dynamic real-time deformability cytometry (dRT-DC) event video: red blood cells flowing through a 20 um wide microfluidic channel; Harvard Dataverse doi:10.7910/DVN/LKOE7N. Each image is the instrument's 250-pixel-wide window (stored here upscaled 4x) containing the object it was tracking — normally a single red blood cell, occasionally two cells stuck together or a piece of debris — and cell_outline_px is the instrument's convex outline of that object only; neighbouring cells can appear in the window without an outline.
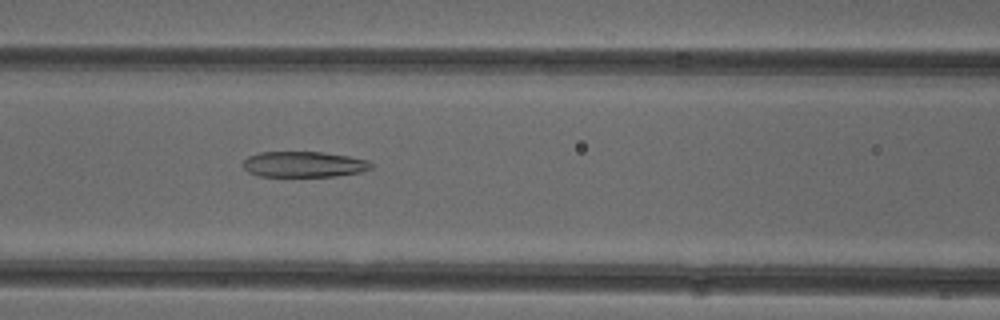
{"species": "common noctule bat (a hibernating species)", "species_latin": "Nyctalus noctula", "temperature_condition": "cold", "stored_images_in_passage": 52, "camera_frame_rate_fps": 3000, "um_per_image_px": 0.085, "animal": {"sex": "female"}, "frame": {"image": 1, "passage_image": 22, "time_ms": 7.0, "image_size_px": [1000, 320], "cell_outline_px": [[372, 168], [360, 172], [336, 176], [260, 176], [248, 172], [240, 164], [248, 156], [260, 152], [324, 152], [348, 156], [368, 160], [372, 164]], "centroid_in_image_um": [25.8, 13.96], "position_along_channel_um": 140.8, "area_um2": 19.25}}
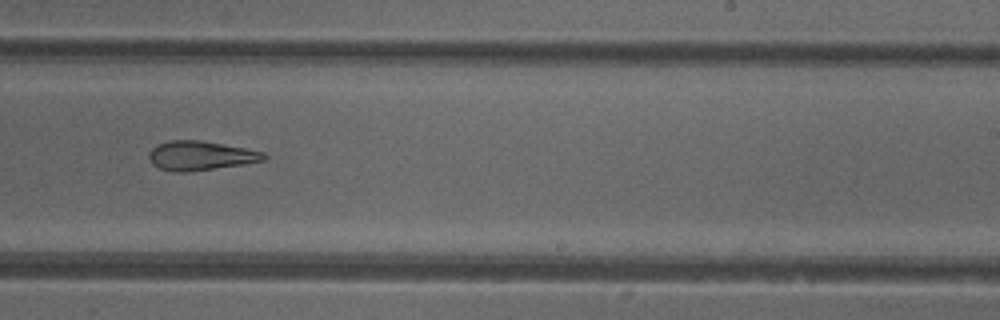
{"frame": {"image": 2, "passage_image": 32, "time_ms": 10.333, "image_size_px": [1000, 320], "cell_outline_px": [[268, 156], [264, 160], [244, 164], [188, 172], [172, 172], [160, 168], [152, 164], [148, 156], [148, 152], [156, 144], [168, 140], [200, 140], [244, 148], [264, 152]], "centroid_in_image_um": [17.0, 13.23], "position_along_channel_um": 272.0, "area_um2": 19.65}}
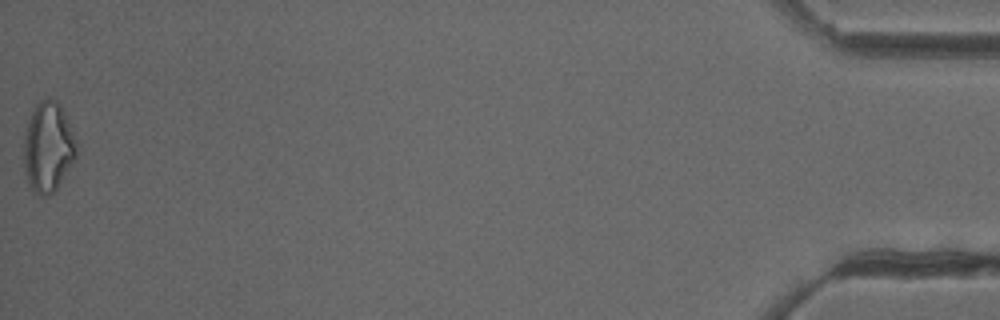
{"frame": {"image": 3, "passage_image": 52, "time_ms": 17.0, "image_size_px": [1000, 320], "cell_outline_px": [[76, 160], [56, 188], [48, 196], [40, 196], [28, 188], [24, 172], [24, 136], [28, 120], [36, 104], [40, 100], [48, 96], [56, 100], [60, 104], [72, 136], [76, 148]], "centroid_in_image_um": [4.04, 12.54], "position_along_channel_um": 431.2, "area_um2": 27.51}, "authors_computed_cell_mechanics": {"area_um2": 22.9177, "velocity_mm_per_s": 3.9476, "shape_relaxation_time_tau1_ms": null, "shape_relaxation_time_tau2_ms": 5.482, "deformation_change_tau1": null, "deformation_change_tau2": 0.1736}}